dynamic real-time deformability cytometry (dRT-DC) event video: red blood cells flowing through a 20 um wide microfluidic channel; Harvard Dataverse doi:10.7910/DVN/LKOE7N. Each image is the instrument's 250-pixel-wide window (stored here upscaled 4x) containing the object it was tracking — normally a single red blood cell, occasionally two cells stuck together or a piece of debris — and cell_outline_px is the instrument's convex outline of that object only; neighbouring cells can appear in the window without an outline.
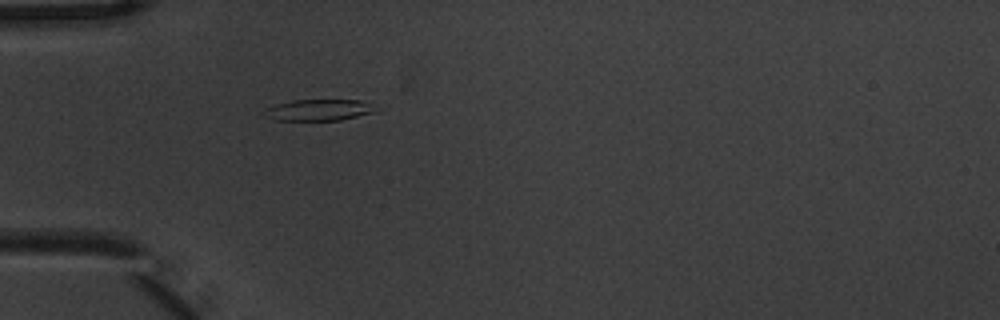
{"species": "common noctule bat (a hibernating species)", "species_latin": "Nyctalus noctula", "temperature_condition": "warm", "stored_images_in_passage": 1, "camera_frame_rate_fps": 3000, "um_per_image_px": 0.085, "animal": {"sex": "male", "body_mass_g": 20.1, "forearm_length_mm": 53.5}, "frame": {"image": 1, "passage_image": 1, "time_ms": 0.0, "image_size_px": [1000, 320], "cell_outline_px": [[376, 112], [340, 120], [276, 120], [264, 116], [260, 112], [264, 108], [276, 104], [292, 100], [360, 100], [368, 104]], "centroid_in_image_um": [26.97, 9.35], "position_along_channel_um": 58.0, "area_um2": 13.76}}